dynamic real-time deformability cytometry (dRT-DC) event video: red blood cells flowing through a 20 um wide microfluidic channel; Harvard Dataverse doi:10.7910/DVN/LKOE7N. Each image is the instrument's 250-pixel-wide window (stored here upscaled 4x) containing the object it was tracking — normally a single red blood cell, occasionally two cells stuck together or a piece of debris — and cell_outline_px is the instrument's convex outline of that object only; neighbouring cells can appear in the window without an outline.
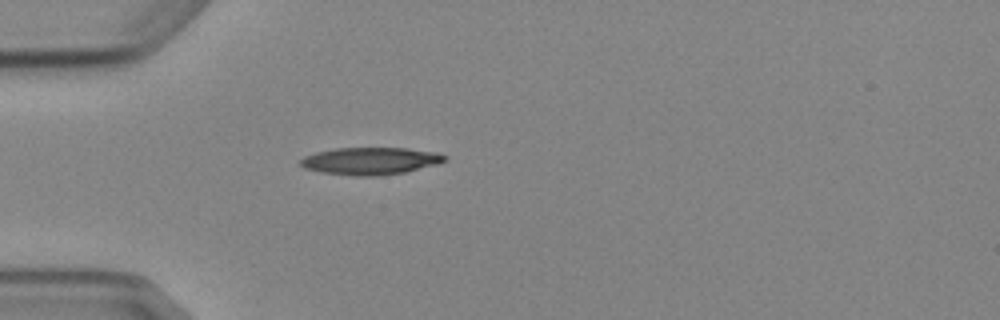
{"species": "Egyptian fruit bat (a non-hibernating species)", "species_latin": "Rousettus aegyptiacus", "temperature_condition": "cold", "stored_images_in_passage": 1, "camera_frame_rate_fps": 3000, "um_per_image_px": 0.085, "animal": {"sex": "female"}, "frame": {"image": 1, "passage_image": 1, "time_ms": 0.0, "image_size_px": [1000, 320], "cell_outline_px": [[448, 160], [436, 164], [404, 172], [376, 176], [356, 176], [320, 172], [304, 168], [300, 164], [300, 160], [304, 156], [316, 152], [336, 148], [408, 148], [436, 152], [448, 156]], "centroid_in_image_um": [31.48, 13.68], "position_along_channel_um": 53.5, "area_um2": 22.95}}